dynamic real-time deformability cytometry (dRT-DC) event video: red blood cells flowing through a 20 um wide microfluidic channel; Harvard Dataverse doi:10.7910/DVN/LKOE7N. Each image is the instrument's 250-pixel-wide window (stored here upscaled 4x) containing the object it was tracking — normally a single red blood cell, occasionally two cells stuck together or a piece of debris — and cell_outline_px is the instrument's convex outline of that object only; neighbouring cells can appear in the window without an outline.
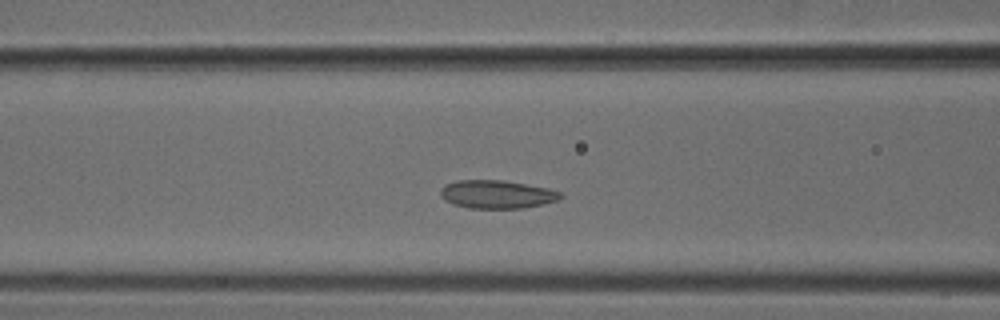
{"species": "common noctule bat (a hibernating species)", "species_latin": "Nyctalus noctula", "temperature_condition": "cold", "stored_images_in_passage": 40, "camera_frame_rate_fps": 3000, "um_per_image_px": 0.085, "animal": {"sex": "male", "body_mass_g": 18.8}, "frame": {"image": 1, "passage_image": 10, "time_ms": 3.0, "image_size_px": [1000, 320], "cell_outline_px": [[564, 196], [556, 200], [544, 204], [524, 208], [468, 208], [444, 200], [440, 196], [440, 188], [444, 184], [456, 180], [504, 180], [548, 188], [560, 192]], "centroid_in_image_um": [42.21, 16.51], "position_along_channel_um": 124.4, "area_um2": 19.83}}
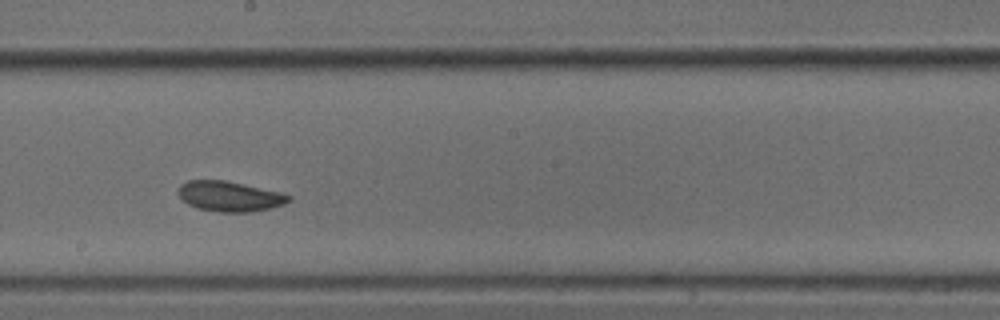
{"frame": {"image": 2, "passage_image": 18, "time_ms": 5.667, "image_size_px": [1000, 320], "cell_outline_px": [[292, 200], [284, 204], [268, 208], [248, 212], [216, 212], [196, 208], [188, 204], [176, 192], [180, 184], [188, 180], [224, 180], [276, 192], [292, 196]], "centroid_in_image_um": [19.45, 16.69], "position_along_channel_um": 228.7, "area_um2": 19.19}}
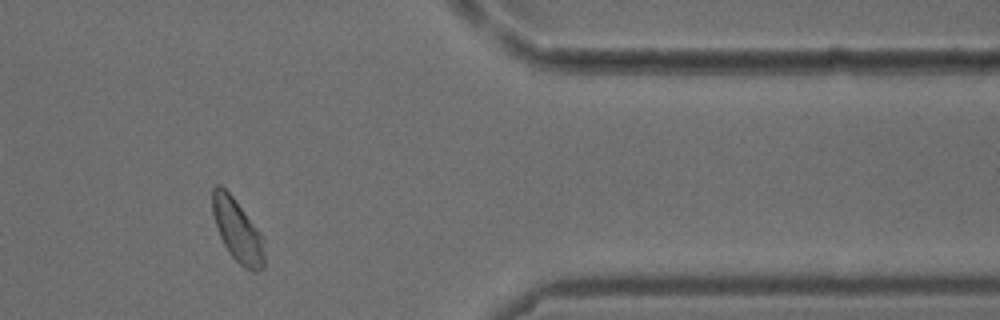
{"frame": {"image": 3, "passage_image": 32, "time_ms": 10.333, "image_size_px": [1000, 320], "cell_outline_px": [[264, 268], [256, 272], [252, 272], [244, 268], [232, 256], [224, 244], [220, 236], [212, 212], [212, 188], [216, 184], [220, 184], [232, 196], [260, 232], [264, 240]], "centroid_in_image_um": [20.2, 19.61], "position_along_channel_um": 391.2, "area_um2": 18.84}}